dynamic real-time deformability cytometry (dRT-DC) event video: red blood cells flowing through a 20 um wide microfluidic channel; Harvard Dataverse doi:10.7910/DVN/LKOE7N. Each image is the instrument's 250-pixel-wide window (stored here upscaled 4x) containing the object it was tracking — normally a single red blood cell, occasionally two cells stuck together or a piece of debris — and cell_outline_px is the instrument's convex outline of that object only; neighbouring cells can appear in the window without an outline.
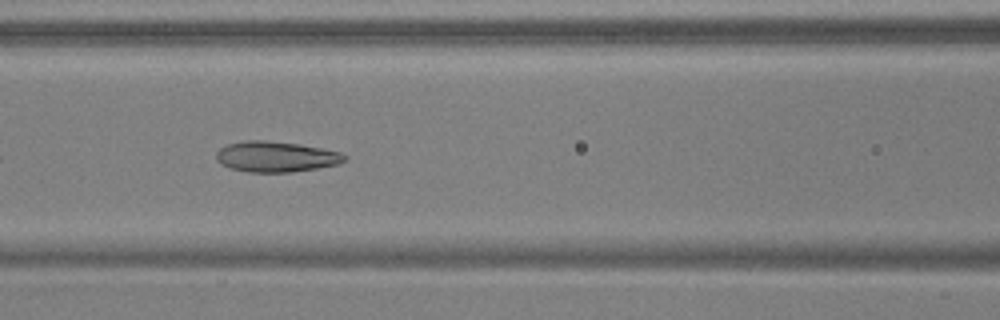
{"species": "common noctule bat (a hibernating species)", "species_latin": "Nyctalus noctula", "temperature_condition": "warm", "stored_images_in_passage": 35, "camera_frame_rate_fps": 3000, "um_per_image_px": 0.085, "animal": {"sex": "male", "body_mass_g": 17.9, "forearm_length_mm": 54.2}, "frame": {"image": 1, "passage_image": 9, "time_ms": 2.667, "image_size_px": [1000, 320], "cell_outline_px": [[348, 156], [340, 164], [292, 172], [248, 172], [228, 168], [220, 164], [216, 160], [216, 152], [220, 148], [228, 144], [244, 140], [264, 140], [300, 144], [340, 152]], "centroid_in_image_um": [23.42, 13.32], "position_along_channel_um": 143.2, "area_um2": 23.0}}
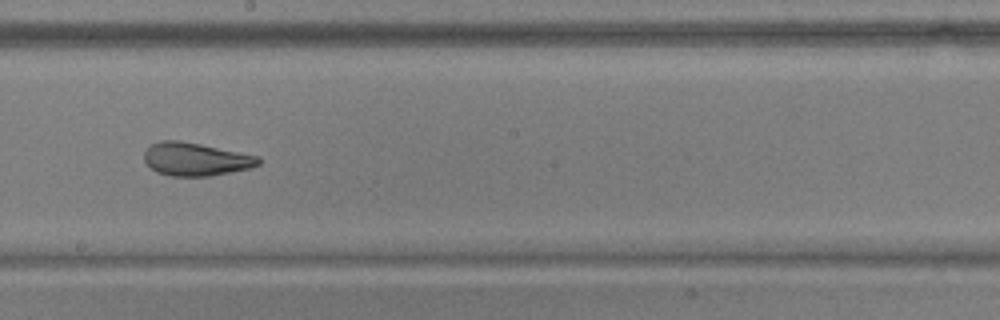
{"frame": {"image": 2, "passage_image": 16, "time_ms": 5.0, "image_size_px": [1000, 320], "cell_outline_px": [[260, 164], [248, 168], [212, 176], [172, 176], [156, 172], [144, 160], [144, 152], [152, 144], [160, 140], [180, 140], [260, 156]], "centroid_in_image_um": [16.63, 13.53], "position_along_channel_um": 231.6, "area_um2": 21.96}}
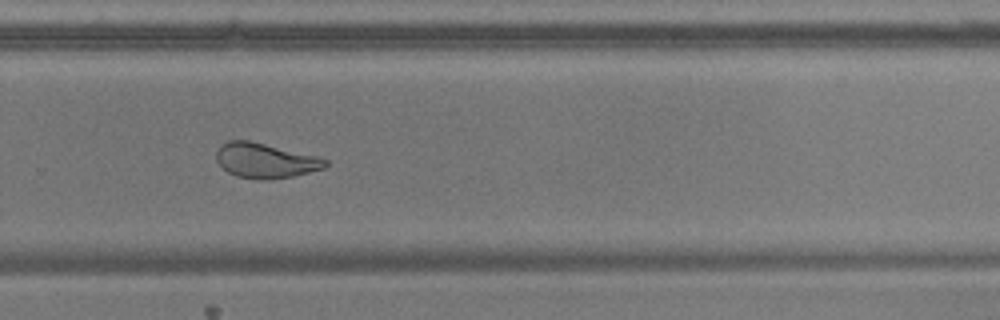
{"frame": {"image": 3, "passage_image": 22, "time_ms": 7.0, "image_size_px": [1000, 320], "cell_outline_px": [[328, 164], [324, 168], [292, 176], [268, 180], [260, 180], [236, 176], [228, 172], [216, 160], [216, 152], [220, 144], [228, 140], [248, 140], [320, 156], [328, 160]], "centroid_in_image_um": [22.56, 13.64], "position_along_channel_um": 307.2, "area_um2": 22.31}}